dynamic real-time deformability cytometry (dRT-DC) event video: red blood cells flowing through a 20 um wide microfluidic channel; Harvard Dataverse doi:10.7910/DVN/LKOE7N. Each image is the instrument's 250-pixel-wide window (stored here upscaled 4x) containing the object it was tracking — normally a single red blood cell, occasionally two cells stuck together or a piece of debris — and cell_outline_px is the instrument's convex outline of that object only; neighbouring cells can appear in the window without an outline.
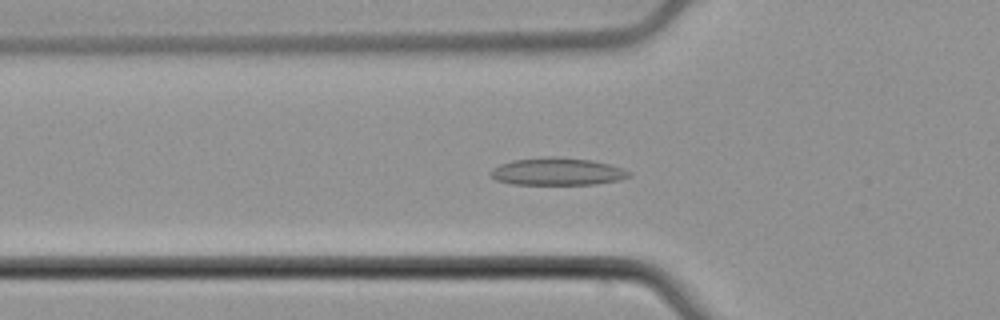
{"species": "common noctule bat (a hibernating species)", "species_latin": "Nyctalus noctula", "temperature_condition": "cold", "stored_images_in_passage": 44, "camera_frame_rate_fps": 3000, "um_per_image_px": 0.085, "animal": {"sex": "male", "body_mass_g": 21.5, "forearm_length_mm": 52.0}, "frame": {"image": 1, "passage_image": 8, "time_ms": 2.333, "image_size_px": [1000, 320], "cell_outline_px": [[632, 176], [620, 180], [596, 184], [512, 184], [496, 180], [488, 172], [492, 168], [500, 164], [512, 160], [544, 156], [556, 156], [592, 160], [624, 168], [632, 172]], "centroid_in_image_um": [47.39, 14.57], "position_along_channel_um": 78.4, "area_um2": 22.43}}
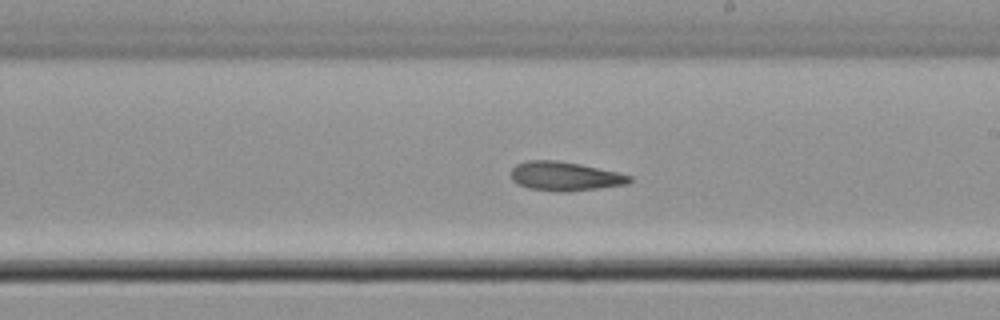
{"frame": {"image": 2, "passage_image": 21, "time_ms": 6.667, "image_size_px": [1000, 320], "cell_outline_px": [[632, 180], [628, 184], [600, 188], [568, 192], [556, 192], [528, 188], [516, 184], [512, 180], [512, 168], [516, 164], [528, 160], [556, 160], [580, 164], [616, 172], [632, 176]], "centroid_in_image_um": [48.0, 14.99], "position_along_channel_um": 241.0, "area_um2": 20.17}}
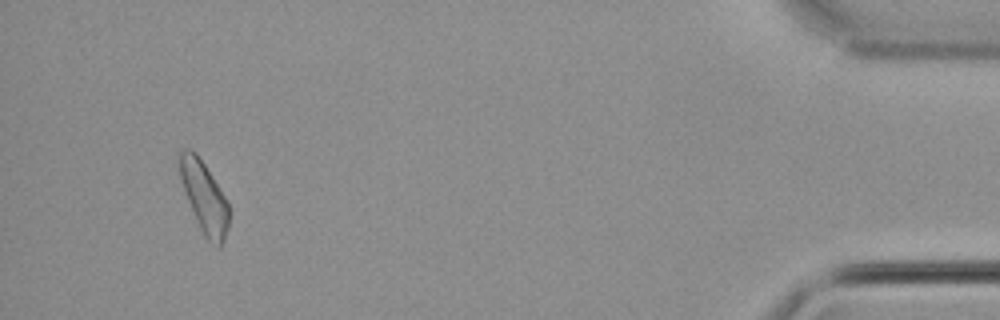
{"frame": {"image": 3, "passage_image": 41, "time_ms": 13.333, "image_size_px": [1000, 320], "cell_outline_px": [[228, 228], [220, 248], [216, 248], [204, 236], [200, 228], [184, 192], [180, 176], [180, 152], [184, 148], [188, 148], [196, 152], [204, 164], [224, 196], [228, 204]], "centroid_in_image_um": [17.35, 16.79], "position_along_channel_um": 417.8, "area_um2": 20.0}, "authors_computed_cell_mechanics": {"area_um2": 20.23, "velocity_mm_per_s": 3.762, "shape_relaxation_time_tau1_ms": 7.1262, "shape_relaxation_time_tau2_ms": 2.3595, "deformation_change_tau1": 0.1406, "deformation_change_tau2": 0.0759}}